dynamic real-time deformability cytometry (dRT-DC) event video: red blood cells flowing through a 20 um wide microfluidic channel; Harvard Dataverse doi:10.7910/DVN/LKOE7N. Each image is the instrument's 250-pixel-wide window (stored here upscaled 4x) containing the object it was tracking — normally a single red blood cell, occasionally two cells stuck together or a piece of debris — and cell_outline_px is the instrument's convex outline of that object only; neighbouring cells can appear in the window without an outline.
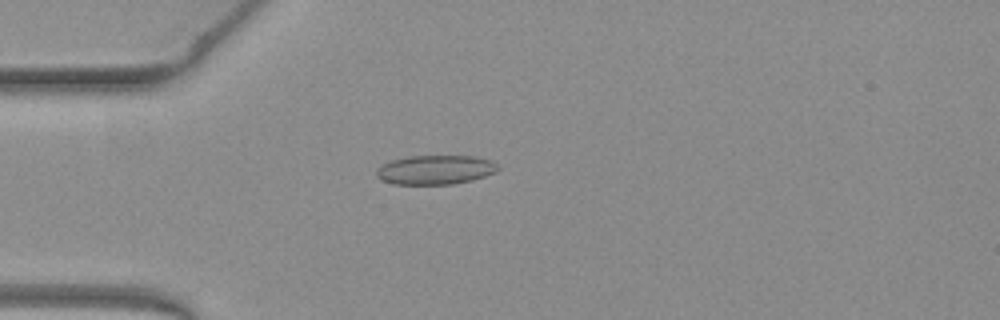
{"species": "common noctule bat (a hibernating species)", "species_latin": "Nyctalus noctula", "temperature_condition": "warm", "stored_images_in_passage": 43, "camera_frame_rate_fps": 3000, "um_per_image_px": 0.085, "animal": {"sex": "female", "body_mass_g": 19.3, "forearm_length_mm": 54.1}, "frame": {"image": 1, "passage_image": 6, "time_ms": 1.667, "image_size_px": [1000, 320], "cell_outline_px": [[500, 168], [496, 172], [472, 180], [452, 184], [392, 184], [380, 180], [376, 176], [376, 168], [392, 160], [408, 156], [476, 156], [492, 160], [500, 164]], "centroid_in_image_um": [37.03, 14.43], "position_along_channel_um": 48.0, "area_um2": 20.92}}
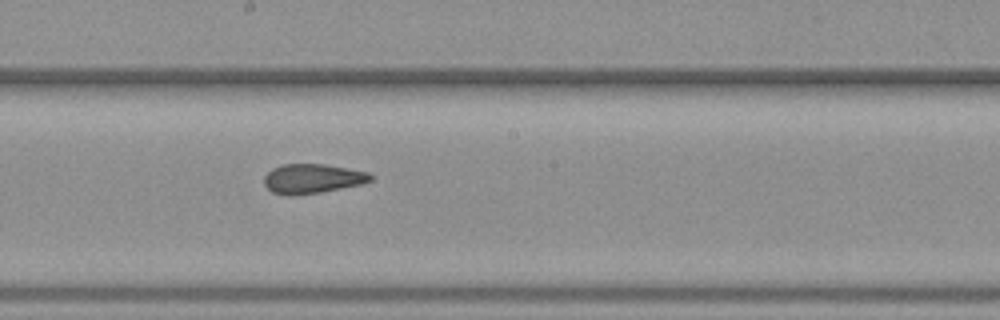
{"frame": {"image": 2, "passage_image": 20, "time_ms": 6.333, "image_size_px": [1000, 320], "cell_outline_px": [[372, 180], [360, 184], [320, 192], [292, 196], [288, 196], [272, 192], [264, 184], [264, 176], [272, 168], [284, 164], [324, 164], [368, 172], [372, 176]], "centroid_in_image_um": [26.51, 15.19], "position_along_channel_um": 221.7, "area_um2": 18.15}}
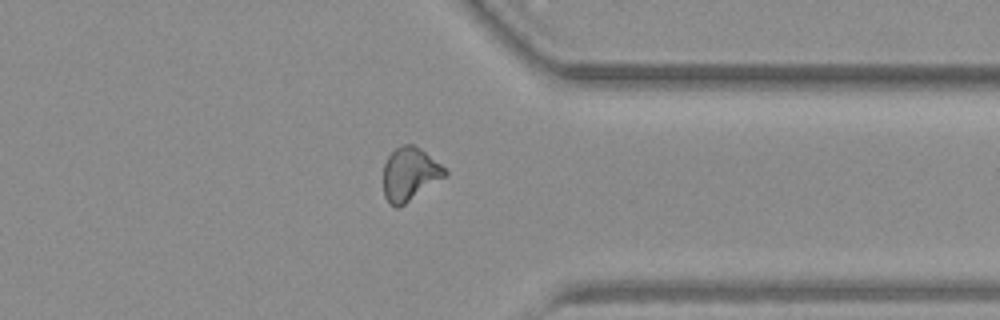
{"frame": {"image": 3, "passage_image": 32, "time_ms": 10.333, "image_size_px": [1000, 320], "cell_outline_px": [[448, 172], [444, 176], [400, 208], [396, 208], [388, 204], [384, 196], [384, 164], [388, 156], [396, 148], [404, 144], [412, 144], [420, 148], [440, 164]], "centroid_in_image_um": [34.79, 14.82], "position_along_channel_um": 376.6, "area_um2": 18.9}, "authors_computed_cell_mechanics": {"area_um2": 18.9006, "velocity_mm_per_s": 4.0094, "shape_relaxation_time_tau1_ms": null, "shape_relaxation_time_tau2_ms": 1.8096, "deformation_change_tau1": null, "deformation_change_tau2": 0.1027}}